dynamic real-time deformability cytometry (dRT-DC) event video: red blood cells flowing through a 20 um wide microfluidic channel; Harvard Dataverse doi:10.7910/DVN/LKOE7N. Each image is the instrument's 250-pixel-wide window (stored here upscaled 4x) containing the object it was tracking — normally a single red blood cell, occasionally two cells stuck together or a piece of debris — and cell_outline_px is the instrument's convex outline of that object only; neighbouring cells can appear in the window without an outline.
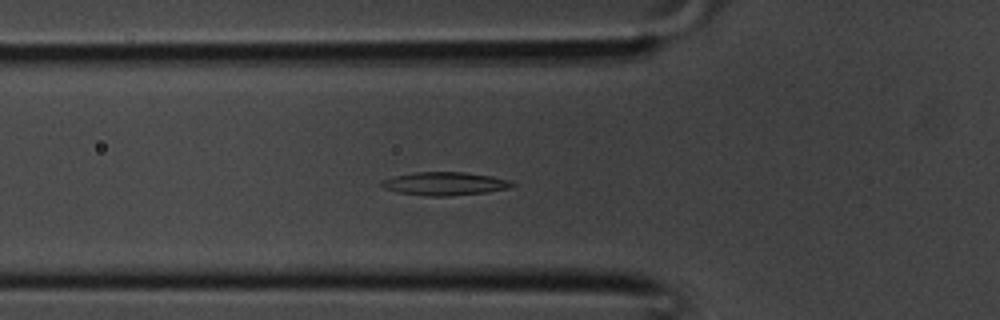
{"species": "common noctule bat (a hibernating species)", "species_latin": "Nyctalus noctula", "temperature_condition": "room temperature", "stored_images_in_passage": 37, "camera_frame_rate_fps": 3000, "um_per_image_px": 0.085, "animal": {"sex": "male", "body_mass_g": 20.1, "forearm_length_mm": 53.5}, "frame": {"image": 1, "passage_image": 12, "time_ms": 3.667, "image_size_px": [1000, 320], "cell_outline_px": [[516, 184], [508, 188], [488, 192], [448, 196], [428, 196], [396, 192], [384, 188], [380, 184], [384, 180], [392, 176], [412, 172], [464, 172], [492, 176], [508, 180]], "centroid_in_image_um": [37.78, 15.61], "position_along_channel_um": 88.0, "area_um2": 17.69}}
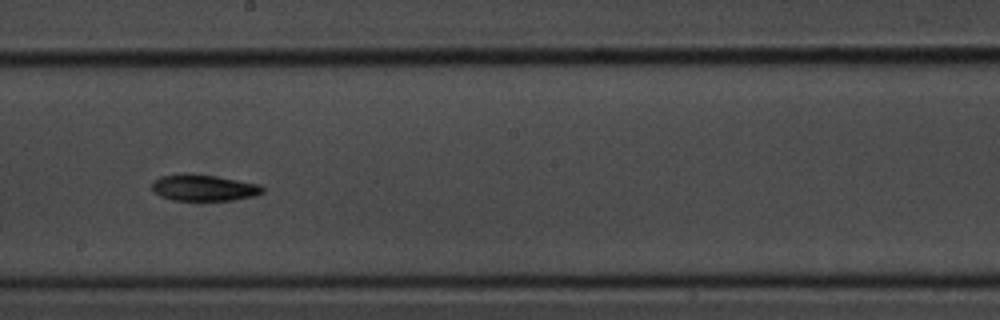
{"frame": {"image": 2, "passage_image": 20, "time_ms": 6.333, "image_size_px": [1000, 320], "cell_outline_px": [[264, 192], [256, 196], [232, 200], [172, 200], [160, 196], [152, 188], [152, 180], [160, 176], [216, 176], [260, 184], [264, 188]], "centroid_in_image_um": [17.38, 16.0], "position_along_channel_um": 230.8, "area_um2": 16.42}}
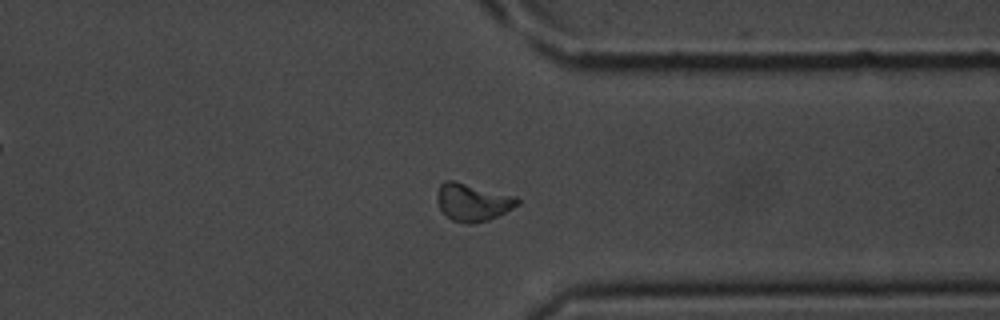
{"frame": {"image": 3, "passage_image": 28, "time_ms": 9.0, "image_size_px": [1000, 320], "cell_outline_px": [[520, 204], [488, 220], [468, 224], [464, 224], [452, 220], [440, 208], [436, 200], [436, 196], [440, 184], [444, 180], [456, 180], [516, 196], [520, 200]], "centroid_in_image_um": [40.17, 17.16], "position_along_channel_um": 371.2, "area_um2": 17.69}}